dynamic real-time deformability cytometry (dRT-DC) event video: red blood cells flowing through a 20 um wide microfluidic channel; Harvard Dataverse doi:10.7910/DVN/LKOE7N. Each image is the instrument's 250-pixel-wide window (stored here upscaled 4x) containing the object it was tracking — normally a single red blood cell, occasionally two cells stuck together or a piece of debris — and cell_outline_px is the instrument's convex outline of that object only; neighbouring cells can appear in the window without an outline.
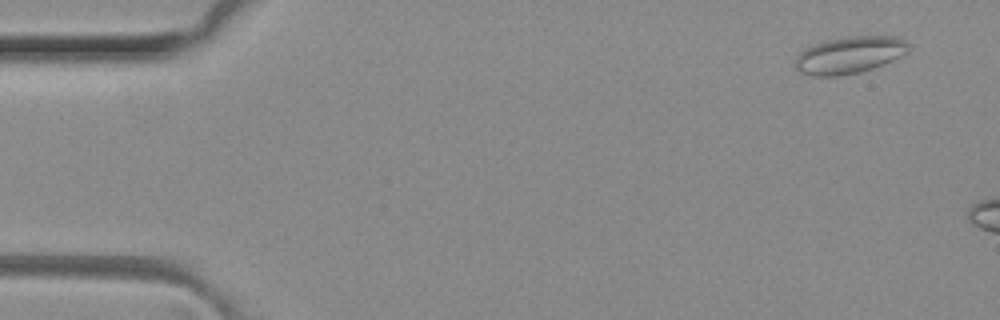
{"species": "common noctule bat (a hibernating species)", "species_latin": "Nyctalus noctula", "temperature_condition": "room temperature", "stored_images_in_passage": 8, "camera_frame_rate_fps": 3000, "um_per_image_px": 0.085, "animal": {"sex": "female", "body_mass_g": 29.2, "forearm_length_mm": 56.3}, "frame": {"image": 1, "passage_image": 3, "time_ms": 0.667, "image_size_px": [1000, 320], "cell_outline_px": [[908, 52], [884, 64], [860, 72], [836, 76], [812, 76], [800, 72], [796, 68], [796, 56], [804, 48], [812, 44], [828, 40], [848, 36], [896, 36], [904, 40], [908, 44]], "centroid_in_image_um": [72.18, 4.67], "position_along_channel_um": 12.8, "area_um2": 24.39}}